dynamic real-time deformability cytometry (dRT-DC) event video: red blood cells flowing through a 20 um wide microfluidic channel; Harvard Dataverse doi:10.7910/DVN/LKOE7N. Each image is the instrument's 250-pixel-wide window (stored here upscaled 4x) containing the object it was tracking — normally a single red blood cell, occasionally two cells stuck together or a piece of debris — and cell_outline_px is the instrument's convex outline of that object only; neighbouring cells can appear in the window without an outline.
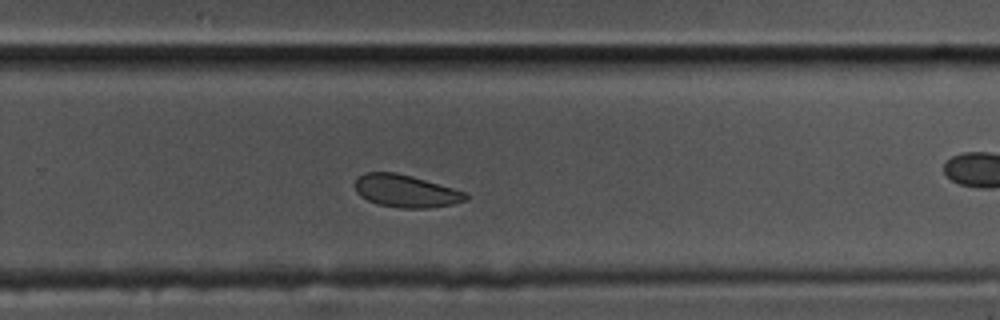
{"species": "common noctule bat (a hibernating species)", "species_latin": "Nyctalus noctula", "temperature_condition": "cold", "stored_images_in_passage": 49, "camera_frame_rate_fps": 3000, "um_per_image_px": 0.085, "animal": {"sex": "male", "body_mass_g": 17.5, "forearm_length_mm": 52.3}, "frame": {"image": 1, "passage_image": 28, "time_ms": 9.0, "image_size_px": [1000, 320], "cell_outline_px": [[468, 200], [452, 204], [428, 208], [400, 208], [376, 204], [360, 196], [356, 192], [356, 180], [364, 172], [396, 172], [412, 176], [468, 192]], "centroid_in_image_um": [34.52, 16.24], "position_along_channel_um": 295.3, "area_um2": 21.1}}
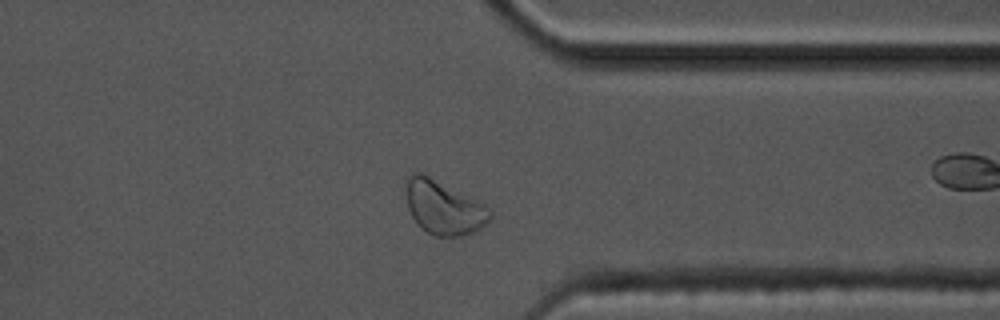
{"frame": {"image": 2, "passage_image": 35, "time_ms": 11.333, "image_size_px": [1000, 320], "cell_outline_px": [[492, 216], [480, 228], [472, 232], [456, 236], [436, 236], [420, 228], [412, 216], [408, 208], [408, 176], [412, 172], [420, 172], [484, 204], [492, 212]], "centroid_in_image_um": [37.71, 17.65], "position_along_channel_um": 373.7, "area_um2": 25.55}, "authors_computed_cell_mechanics": {"area_um2": 22.3686, "velocity_mm_per_s": 3.5019, "shape_relaxation_time_tau1_ms": 5.7608, "shape_relaxation_time_tau2_ms": 9.7192, "deformation_change_tau1": 0.1332, "deformation_change_tau2": 0.115}}